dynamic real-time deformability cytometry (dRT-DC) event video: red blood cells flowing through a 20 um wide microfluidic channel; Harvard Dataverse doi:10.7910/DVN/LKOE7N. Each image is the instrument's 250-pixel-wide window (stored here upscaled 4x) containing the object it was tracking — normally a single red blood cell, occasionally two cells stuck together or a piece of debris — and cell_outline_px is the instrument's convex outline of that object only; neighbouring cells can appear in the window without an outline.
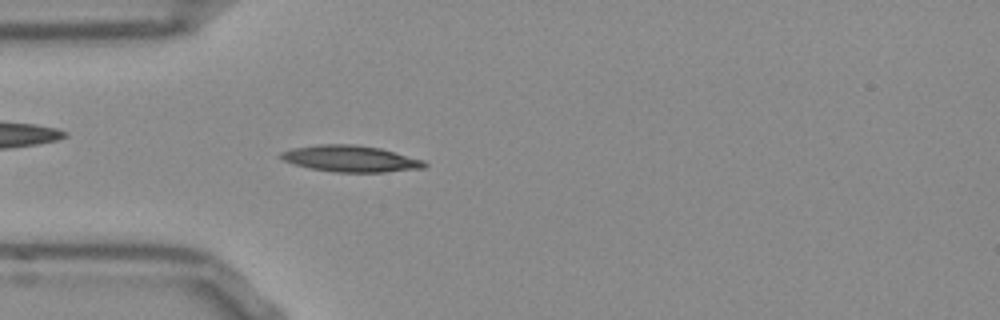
{"species": "Egyptian fruit bat (a non-hibernating species)", "species_latin": "Rousettus aegyptiacus", "temperature_condition": "room temperature", "stored_images_in_passage": 51, "camera_frame_rate_fps": 3000, "um_per_image_px": 0.085, "frame": {"image": 1, "passage_image": 14, "time_ms": 4.333, "image_size_px": [1000, 320], "cell_outline_px": [[428, 164], [424, 168], [384, 172], [336, 172], [312, 168], [296, 164], [284, 160], [280, 156], [280, 152], [292, 148], [320, 144], [352, 144], [380, 148], [424, 160]], "centroid_in_image_um": [29.83, 13.48], "position_along_channel_um": 55.2, "area_um2": 21.85}}
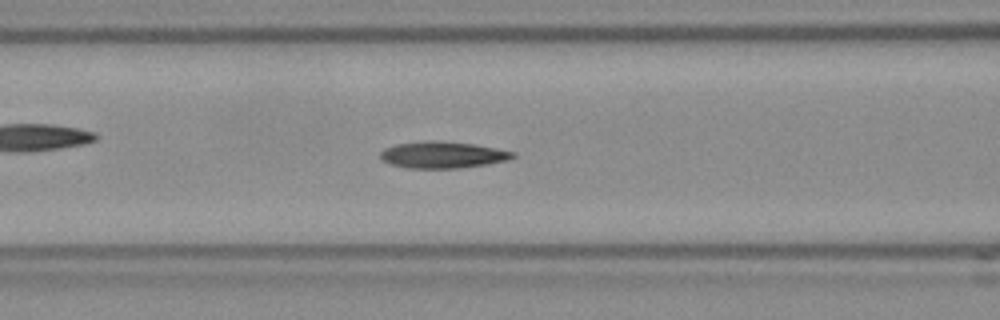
{"frame": {"image": 2, "passage_image": 20, "time_ms": 6.333, "image_size_px": [1000, 320], "cell_outline_px": [[516, 156], [508, 160], [460, 168], [408, 168], [392, 164], [384, 160], [380, 156], [380, 152], [384, 148], [396, 144], [428, 140], [440, 140], [476, 144], [516, 152]], "centroid_in_image_um": [37.65, 13.14], "position_along_channel_um": 129.0, "area_um2": 20.58}}
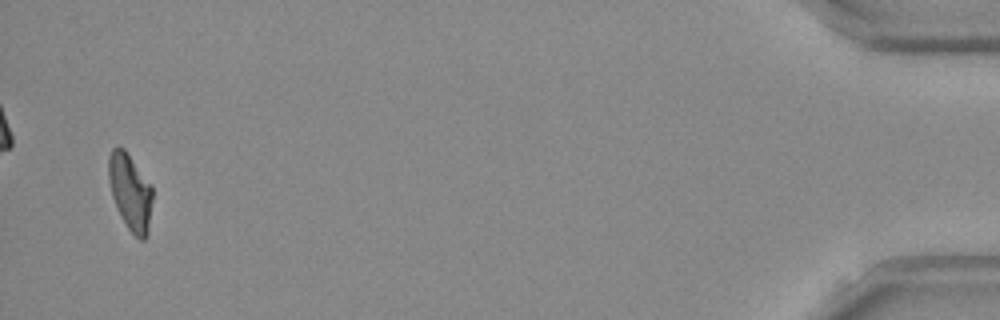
{"frame": {"image": 3, "passage_image": 50, "time_ms": 16.333, "image_size_px": [1000, 320], "cell_outline_px": [[152, 200], [148, 236], [144, 240], [140, 240], [128, 228], [112, 196], [108, 180], [108, 156], [112, 148], [116, 144], [124, 148], [152, 184]], "centroid_in_image_um": [11.08, 16.26], "position_along_channel_um": 424.1, "area_um2": 19.71}, "authors_computed_cell_mechanics": {"area_um2": 20.0566, "velocity_mm_per_s": 3.854, "shape_relaxation_time_tau1_ms": null, "shape_relaxation_time_tau2_ms": 5.8082, "deformation_change_tau1": null, "deformation_change_tau2": 0.1263}}